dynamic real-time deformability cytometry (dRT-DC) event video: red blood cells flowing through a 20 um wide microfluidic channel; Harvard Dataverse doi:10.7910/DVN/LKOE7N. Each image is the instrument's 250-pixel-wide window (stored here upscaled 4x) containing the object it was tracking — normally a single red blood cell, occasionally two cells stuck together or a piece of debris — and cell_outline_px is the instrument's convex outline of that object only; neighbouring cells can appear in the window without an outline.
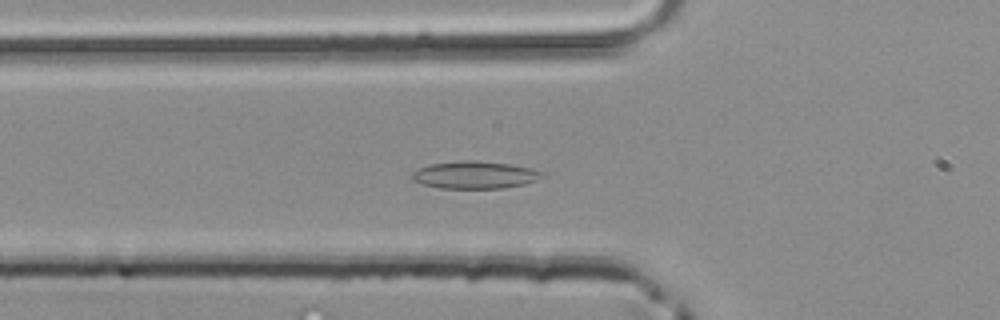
{"species": "common noctule bat (a hibernating species)", "species_latin": "Nyctalus noctula", "temperature_condition": "room temperature", "stored_images_in_passage": 42, "camera_frame_rate_fps": 3000, "um_per_image_px": 0.085, "animal": {"sex": "male", "body_mass_g": 20.4}, "frame": {"image": 1, "passage_image": 11, "time_ms": 3.333, "image_size_px": [1000, 320], "cell_outline_px": [[544, 176], [536, 180], [524, 184], [504, 188], [440, 188], [424, 184], [412, 180], [412, 172], [428, 164], [460, 160], [472, 160], [508, 164], [532, 168], [544, 172]], "centroid_in_image_um": [40.36, 14.86], "position_along_channel_um": 85.4, "area_um2": 20.75}}
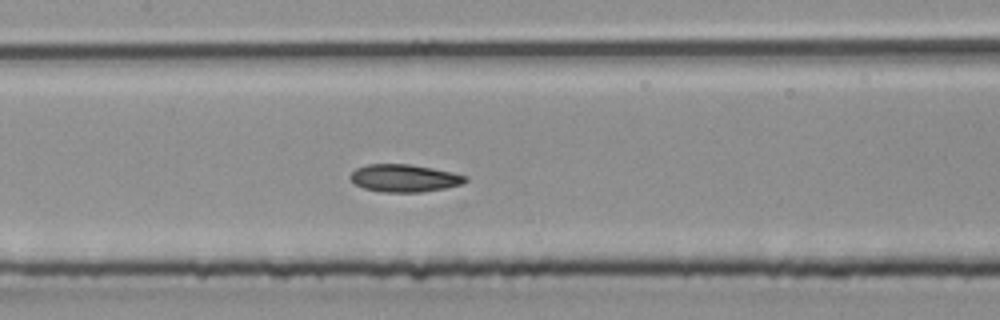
{"frame": {"image": 2, "passage_image": 17, "time_ms": 5.333, "image_size_px": [1000, 320], "cell_outline_px": [[468, 180], [460, 184], [444, 188], [420, 192], [380, 192], [364, 188], [356, 184], [348, 176], [356, 168], [368, 164], [412, 164], [452, 172], [468, 176]], "centroid_in_image_um": [34.36, 15.13], "position_along_channel_um": 173.0, "area_um2": 18.44}}
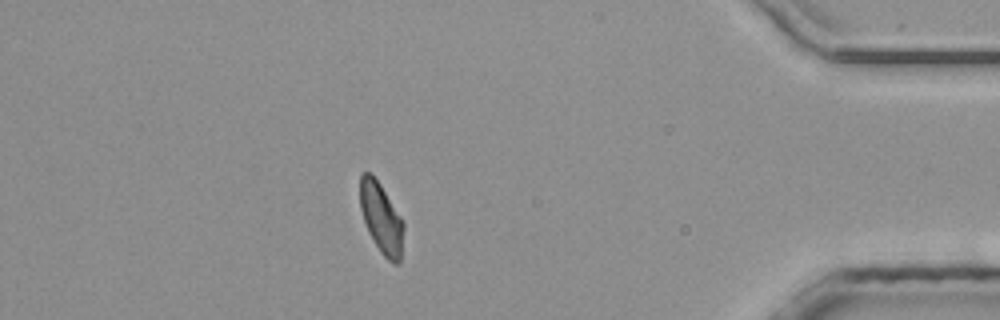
{"frame": {"image": 3, "passage_image": 36, "time_ms": 11.667, "image_size_px": [1000, 320], "cell_outline_px": [[404, 228], [400, 260], [396, 264], [392, 264], [380, 252], [368, 232], [360, 208], [360, 176], [364, 172], [372, 172], [380, 184], [400, 216], [404, 224]], "centroid_in_image_um": [32.4, 18.54], "position_along_channel_um": 402.8, "area_um2": 17.8}}